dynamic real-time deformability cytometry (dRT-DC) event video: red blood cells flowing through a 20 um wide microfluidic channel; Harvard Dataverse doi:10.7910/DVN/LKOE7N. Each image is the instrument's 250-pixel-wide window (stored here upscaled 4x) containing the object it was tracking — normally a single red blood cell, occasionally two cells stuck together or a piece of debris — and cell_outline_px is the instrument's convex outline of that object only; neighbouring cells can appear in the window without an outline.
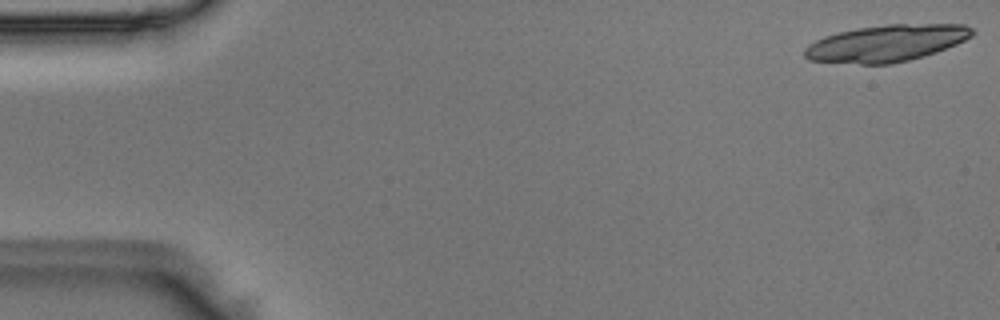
{"species": "Egyptian fruit bat (a non-hibernating species)", "species_latin": "Rousettus aegyptiacus", "temperature_condition": "room temperature", "stored_images_in_passage": 17, "camera_frame_rate_fps": 3000, "um_per_image_px": 0.085, "animal": {"sex": "male"}, "frame": {"image": 1, "passage_image": 1, "time_ms": 0.0, "image_size_px": [1000, 320], "cell_outline_px": [[976, 32], [972, 36], [956, 44], [936, 52], [924, 56], [892, 64], [860, 64], [808, 60], [804, 56], [804, 48], [808, 44], [824, 36], [856, 28], [884, 24], [964, 24], [972, 28]], "centroid_in_image_um": [75.35, 3.67], "position_along_channel_um": 9.7, "area_um2": 36.01}}